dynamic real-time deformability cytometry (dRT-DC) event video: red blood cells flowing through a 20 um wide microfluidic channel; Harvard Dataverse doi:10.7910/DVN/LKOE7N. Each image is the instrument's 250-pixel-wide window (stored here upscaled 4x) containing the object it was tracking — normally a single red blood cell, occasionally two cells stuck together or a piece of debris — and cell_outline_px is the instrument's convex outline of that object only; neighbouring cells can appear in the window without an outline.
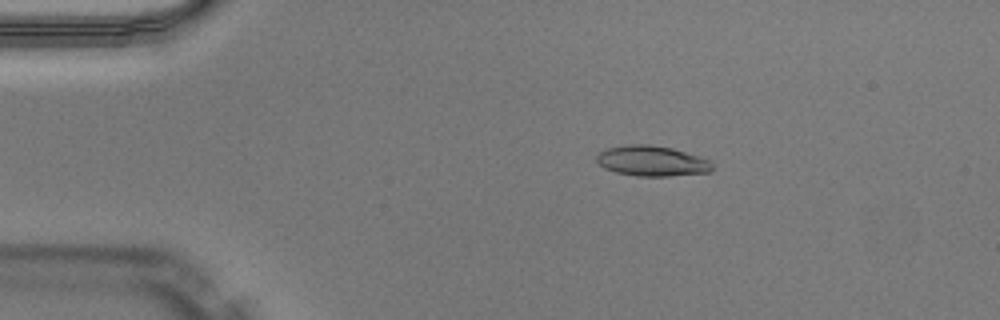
{"species": "Egyptian fruit bat (a non-hibernating species)", "species_latin": "Rousettus aegyptiacus", "temperature_condition": "warm", "stored_images_in_passage": 48, "camera_frame_rate_fps": 3000, "um_per_image_px": 0.085, "animal": {"sex": "male"}, "frame": {"image": 1, "passage_image": 7, "time_ms": 2.0, "image_size_px": [1000, 320], "cell_outline_px": [[712, 172], [668, 176], [636, 176], [616, 172], [604, 168], [596, 160], [596, 156], [600, 152], [608, 148], [628, 144], [652, 144], [672, 148], [700, 156], [712, 160]], "centroid_in_image_um": [55.45, 13.68], "position_along_channel_um": 29.6, "area_um2": 20.63}}
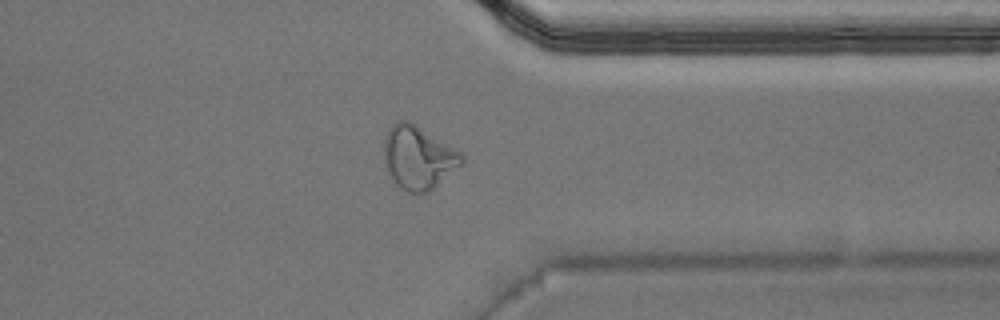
{"frame": {"image": 2, "passage_image": 37, "time_ms": 12.0, "image_size_px": [1000, 320], "cell_outline_px": [[464, 160], [460, 164], [428, 192], [408, 192], [400, 188], [396, 184], [388, 172], [384, 160], [384, 140], [388, 128], [392, 124], [400, 120], [408, 120], [416, 124], [460, 152], [464, 156]], "centroid_in_image_um": [35.51, 13.36], "position_along_channel_um": 375.9, "area_um2": 28.15}}
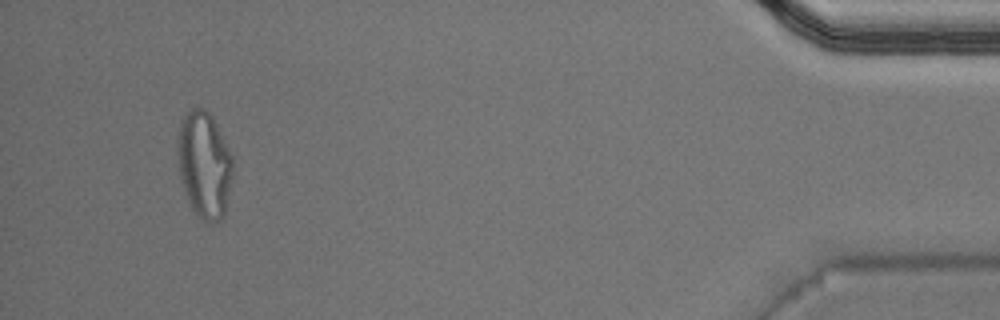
{"frame": {"image": 3, "passage_image": 45, "time_ms": 14.667, "image_size_px": [1000, 320], "cell_outline_px": [[232, 176], [224, 216], [220, 220], [204, 224], [200, 220], [188, 204], [180, 176], [180, 124], [184, 116], [192, 108], [204, 108], [212, 116], [232, 156]], "centroid_in_image_um": [17.39, 14.08], "position_along_channel_um": 417.8, "area_um2": 33.64}, "authors_computed_cell_mechanics": {"area_um2": 20.6057, "velocity_mm_per_s": 4.051, "shape_relaxation_time_tau1_ms": null, "shape_relaxation_time_tau2_ms": 1.483, "deformation_change_tau1": null, "deformation_change_tau2": 0.0872}}